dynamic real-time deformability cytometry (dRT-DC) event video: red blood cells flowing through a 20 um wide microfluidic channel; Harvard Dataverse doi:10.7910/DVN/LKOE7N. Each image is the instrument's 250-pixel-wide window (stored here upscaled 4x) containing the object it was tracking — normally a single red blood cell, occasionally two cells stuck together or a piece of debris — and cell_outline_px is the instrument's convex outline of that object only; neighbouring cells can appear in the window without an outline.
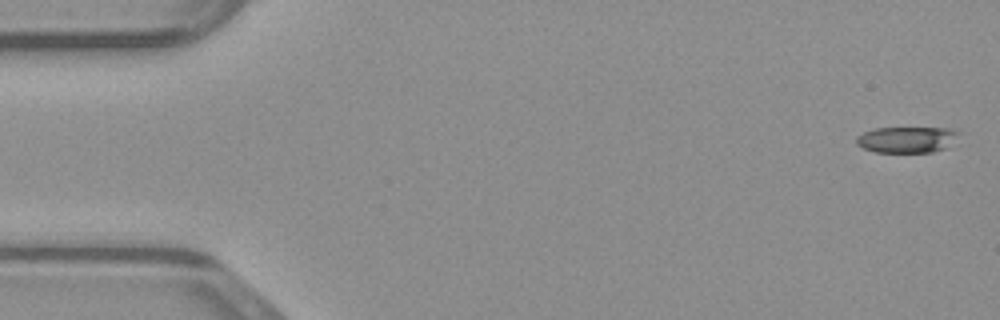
{"species": "common noctule bat (a hibernating species)", "species_latin": "Nyctalus noctula", "temperature_condition": "warm", "stored_images_in_passage": 48, "camera_frame_rate_fps": 3000, "um_per_image_px": 0.085, "animal": {"sex": "male", "body_mass_g": 23.1, "forearm_length_mm": 52.7}, "frame": {"image": 1, "passage_image": 1, "time_ms": 0.0, "image_size_px": [1000, 320], "cell_outline_px": [[960, 140], [956, 144], [948, 148], [932, 152], [876, 152], [864, 148], [856, 144], [856, 136], [872, 128], [952, 128], [960, 132]], "centroid_in_image_um": [77.19, 11.86], "position_along_channel_um": 7.8, "area_um2": 16.07}}
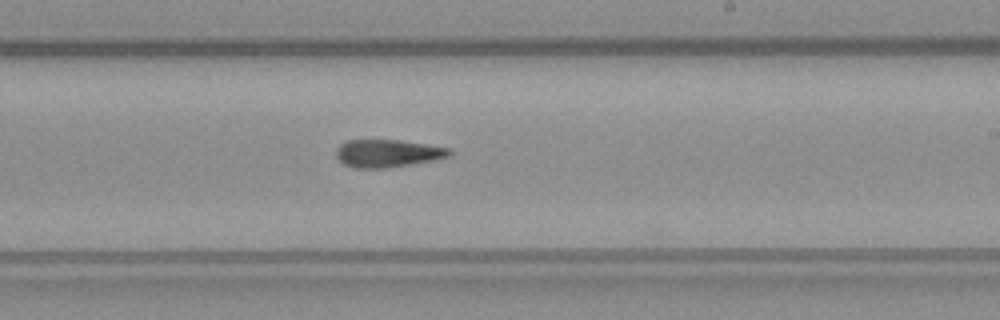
{"frame": {"image": 2, "passage_image": 28, "time_ms": 9.0, "image_size_px": [1000, 320], "cell_outline_px": [[452, 152], [448, 156], [432, 160], [388, 168], [352, 168], [344, 164], [336, 156], [336, 148], [340, 144], [348, 140], [400, 140], [448, 148]], "centroid_in_image_um": [32.89, 13.03], "position_along_channel_um": 256.1, "area_um2": 18.09}}
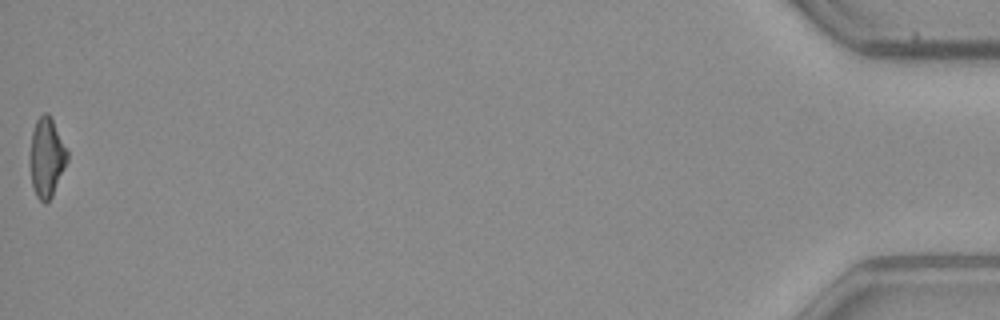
{"frame": {"image": 3, "passage_image": 48, "time_ms": 15.667, "image_size_px": [1000, 320], "cell_outline_px": [[68, 160], [52, 196], [44, 204], [36, 196], [32, 184], [28, 164], [28, 160], [32, 132], [36, 120], [44, 112], [48, 112], [68, 152]], "centroid_in_image_um": [3.93, 13.39], "position_along_channel_um": 431.3, "area_um2": 17.34}}